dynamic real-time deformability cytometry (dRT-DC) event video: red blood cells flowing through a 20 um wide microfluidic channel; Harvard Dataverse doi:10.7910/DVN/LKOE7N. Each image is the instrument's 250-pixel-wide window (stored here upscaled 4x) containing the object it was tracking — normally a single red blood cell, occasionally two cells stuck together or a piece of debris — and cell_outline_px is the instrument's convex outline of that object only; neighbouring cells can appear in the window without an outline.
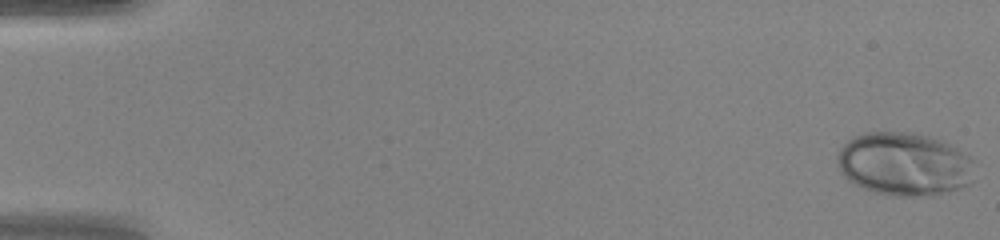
{"species": "human", "species_latin": "Homo sapiens", "temperature_condition": "warm", "stored_images_in_passage": 49, "camera_frame_rate_fps": 3000, "um_per_image_px": 0.085, "donor": {"sex": "female"}, "frame": {"image": 1, "passage_image": 1, "time_ms": 0.0, "image_size_px": [1000, 240], "cell_outline_px": [[976, 160], [972, 180], [968, 184], [948, 192], [932, 196], [892, 196], [876, 192], [852, 184], [840, 172], [836, 160], [836, 156], [840, 148], [852, 136], [864, 132], [912, 132], [944, 140]], "centroid_in_image_um": [76.86, 13.94], "position_along_channel_um": 8.1, "area_um2": 51.44}}
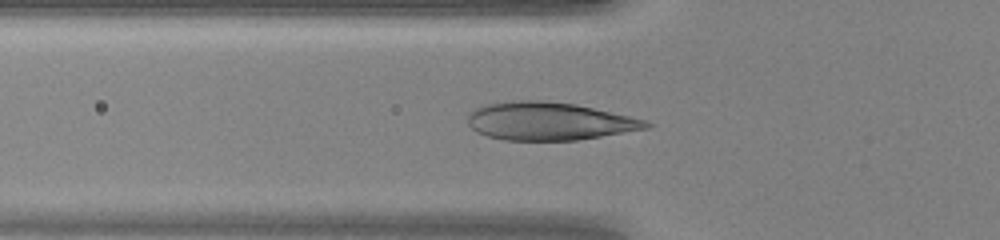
{"frame": {"image": 2, "passage_image": 18, "time_ms": 5.667, "image_size_px": [1000, 240], "cell_outline_px": [[652, 124], [648, 128], [576, 140], [504, 140], [488, 136], [476, 132], [468, 124], [468, 112], [484, 104], [512, 100], [540, 100], [576, 104], [648, 120]], "centroid_in_image_um": [46.64, 10.29], "position_along_channel_um": 79.2, "area_um2": 39.48}}
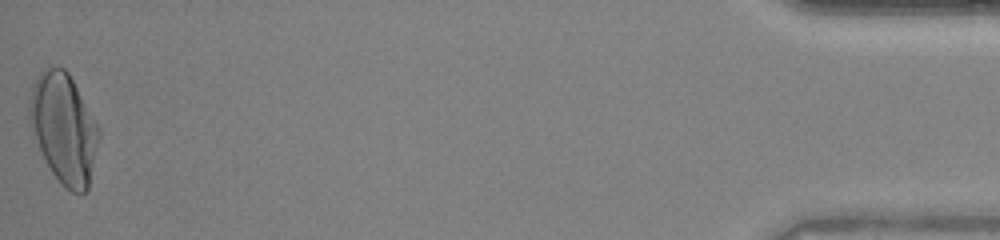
{"frame": {"image": 3, "passage_image": 49, "time_ms": 16.0, "image_size_px": [1000, 240], "cell_outline_px": [[100, 136], [88, 192], [80, 196], [72, 192], [60, 184], [52, 172], [32, 136], [28, 120], [28, 100], [32, 84], [36, 76], [44, 68], [64, 68], [68, 72], [100, 128]], "centroid_in_image_um": [5.41, 10.94], "position_along_channel_um": 429.8, "area_um2": 45.08}, "authors_computed_cell_mechanics": {"area_um2": 39.015, "velocity_mm_per_s": 4.2489, "shape_relaxation_time_tau1_ms": 4.2511, "shape_relaxation_time_tau2_ms": null, "deformation_change_tau1": 0.2483, "deformation_change_tau2": null}}